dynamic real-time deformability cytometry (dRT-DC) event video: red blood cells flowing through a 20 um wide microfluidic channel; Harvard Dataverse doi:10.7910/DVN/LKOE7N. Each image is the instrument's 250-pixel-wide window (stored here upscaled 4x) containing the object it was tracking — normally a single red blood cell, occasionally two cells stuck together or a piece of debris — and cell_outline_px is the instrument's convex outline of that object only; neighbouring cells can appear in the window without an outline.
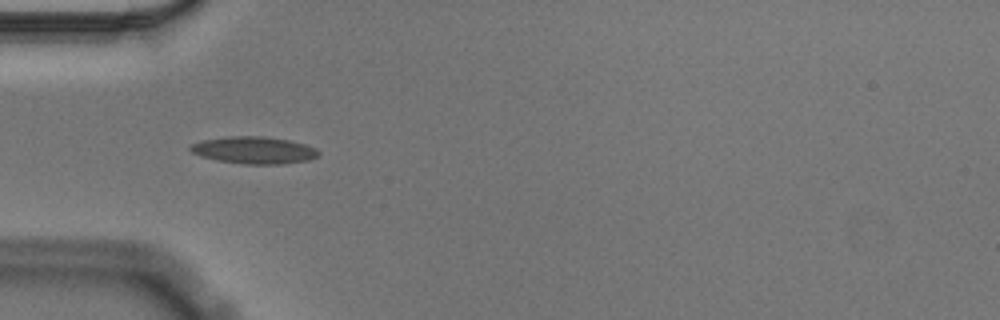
{"species": "Egyptian fruit bat (a non-hibernating species)", "species_latin": "Rousettus aegyptiacus", "temperature_condition": "cold", "stored_images_in_passage": 56, "camera_frame_rate_fps": 3000, "um_per_image_px": 0.085, "animal": {"sex": "male"}, "frame": {"image": 1, "passage_image": 17, "time_ms": 5.333, "image_size_px": [1000, 320], "cell_outline_px": [[320, 156], [308, 160], [284, 164], [244, 164], [216, 160], [200, 156], [192, 152], [188, 148], [192, 144], [204, 140], [228, 136], [264, 136], [288, 140], [304, 144], [316, 148], [320, 152]], "centroid_in_image_um": [21.61, 12.77], "position_along_channel_um": 63.4, "area_um2": 20.29}}
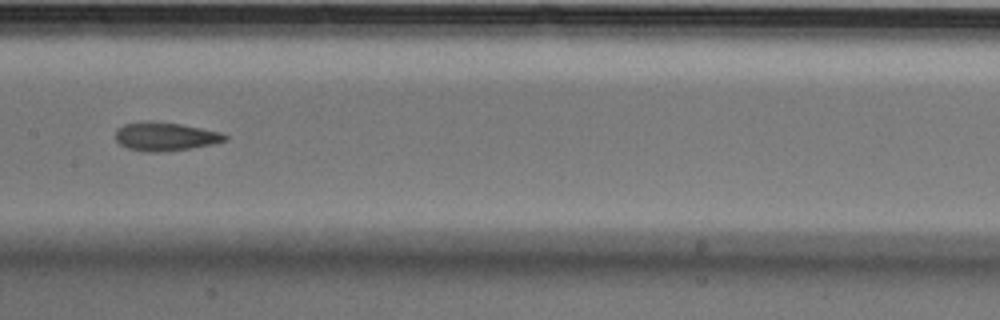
{"frame": {"image": 2, "passage_image": 28, "time_ms": 9.0, "image_size_px": [1000, 320], "cell_outline_px": [[228, 140], [212, 144], [192, 148], [160, 152], [148, 152], [128, 148], [120, 144], [116, 140], [116, 128], [124, 124], [180, 124], [220, 132], [228, 136]], "centroid_in_image_um": [14.09, 11.65], "position_along_channel_um": 193.3, "area_um2": 17.4}}
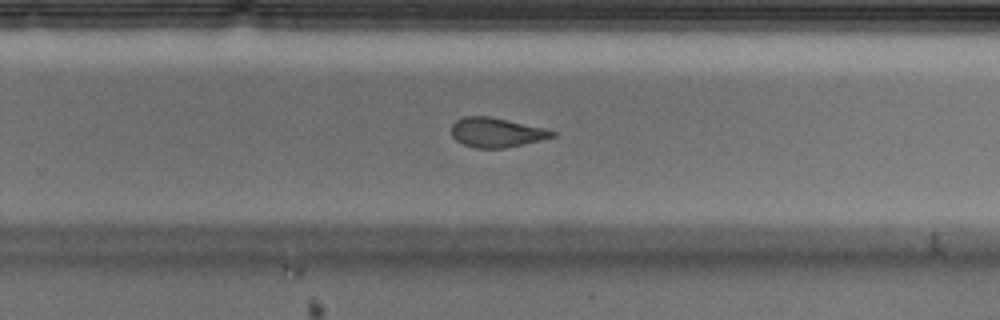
{"frame": {"image": 3, "passage_image": 36, "time_ms": 11.667, "image_size_px": [1000, 320], "cell_outline_px": [[556, 136], [540, 140], [504, 148], [476, 148], [464, 144], [456, 140], [452, 136], [452, 124], [456, 120], [464, 116], [488, 116], [544, 128], [556, 132]], "centroid_in_image_um": [42.17, 11.26], "position_along_channel_um": 287.6, "area_um2": 17.11}, "authors_computed_cell_mechanics": {"area_um2": 18.207, "velocity_mm_per_s": 3.549, "shape_relaxation_time_tau1_ms": null, "shape_relaxation_time_tau2_ms": 2.579, "deformation_change_tau1": null, "deformation_change_tau2": 0.1015}}